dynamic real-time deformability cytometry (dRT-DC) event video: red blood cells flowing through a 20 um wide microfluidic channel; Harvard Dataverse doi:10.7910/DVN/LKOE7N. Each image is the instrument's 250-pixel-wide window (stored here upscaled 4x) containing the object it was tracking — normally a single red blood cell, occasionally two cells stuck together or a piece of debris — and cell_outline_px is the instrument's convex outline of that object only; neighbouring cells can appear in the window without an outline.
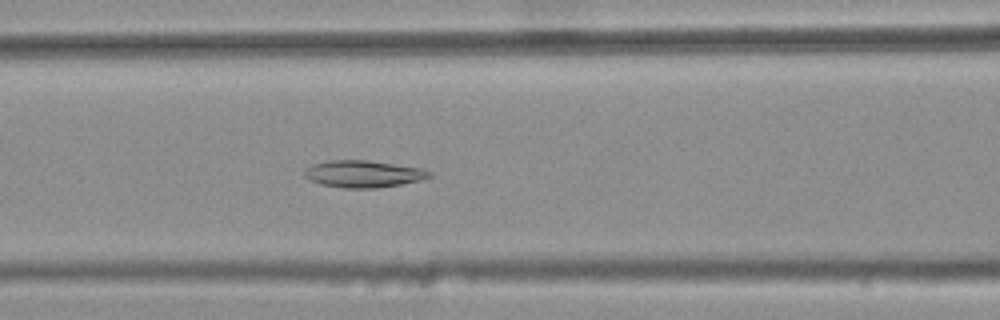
{"species": "common noctule bat (a hibernating species)", "species_latin": "Nyctalus noctula", "temperature_condition": "warm", "stored_images_in_passage": 45, "camera_frame_rate_fps": 3000, "um_per_image_px": 0.085, "animal": {"sex": "female", "body_mass_g": 25.1}, "frame": {"image": 1, "passage_image": 22, "time_ms": 7.0, "image_size_px": [1000, 320], "cell_outline_px": [[432, 176], [420, 180], [400, 184], [376, 188], [344, 188], [320, 184], [308, 180], [304, 176], [304, 168], [312, 164], [328, 160], [368, 160], [420, 168], [432, 172]], "centroid_in_image_um": [30.82, 14.78], "position_along_channel_um": 135.8, "area_um2": 19.71}}
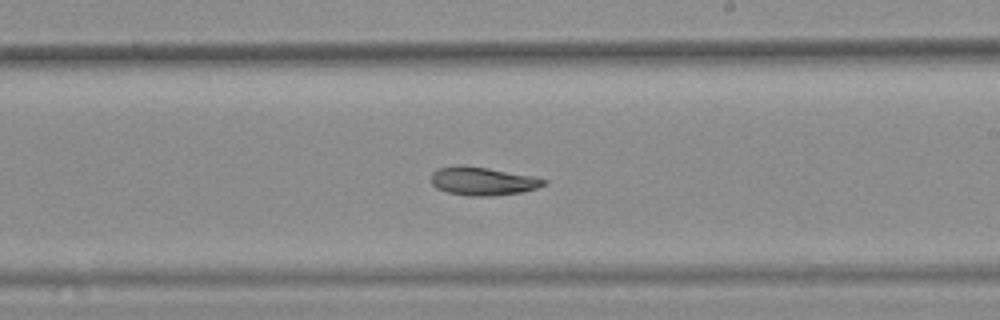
{"frame": {"image": 2, "passage_image": 31, "time_ms": 10.0, "image_size_px": [1000, 320], "cell_outline_px": [[548, 180], [544, 184], [536, 188], [520, 192], [492, 196], [468, 196], [448, 192], [436, 188], [428, 180], [432, 172], [436, 168], [460, 164], [488, 168]], "centroid_in_image_um": [40.9, 15.39], "position_along_channel_um": 248.1, "area_um2": 18.55}}
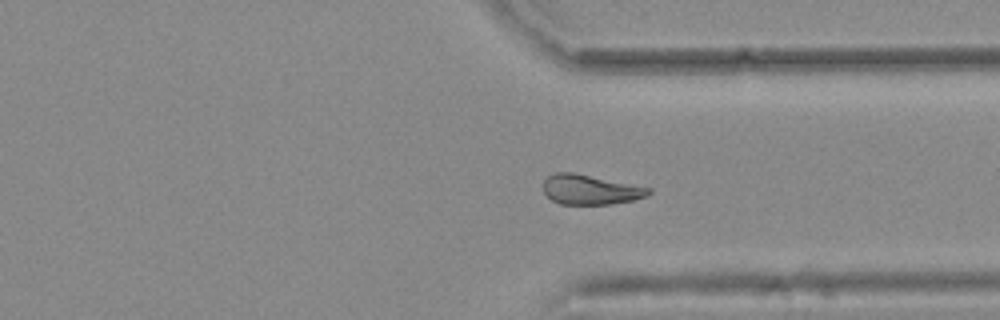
{"frame": {"image": 3, "passage_image": 40, "time_ms": 13.0, "image_size_px": [1000, 320], "cell_outline_px": [[652, 192], [648, 196], [632, 200], [608, 204], [560, 204], [552, 200], [544, 192], [544, 180], [548, 176], [556, 172], [572, 172], [652, 188]], "centroid_in_image_um": [50.19, 16.12], "position_along_channel_um": 361.2, "area_um2": 18.15}}